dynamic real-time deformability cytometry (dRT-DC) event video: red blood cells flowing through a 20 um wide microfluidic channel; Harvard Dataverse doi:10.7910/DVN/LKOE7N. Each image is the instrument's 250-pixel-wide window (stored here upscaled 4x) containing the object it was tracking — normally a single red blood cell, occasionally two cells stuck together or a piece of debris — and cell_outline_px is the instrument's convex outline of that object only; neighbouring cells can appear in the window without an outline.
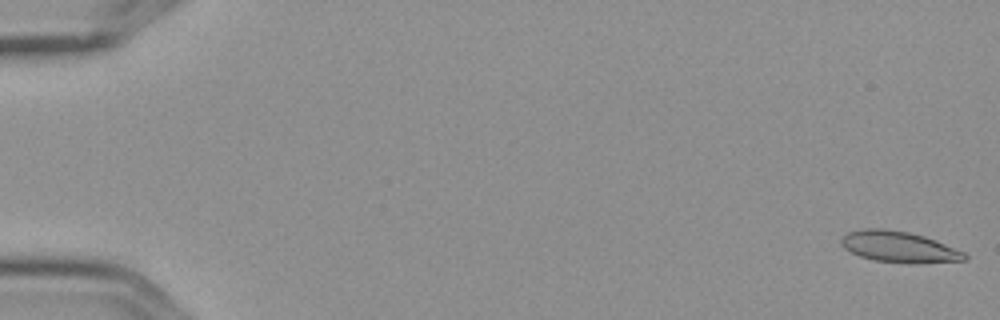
{"species": "Egyptian fruit bat (a non-hibernating species)", "species_latin": "Rousettus aegyptiacus", "temperature_condition": "cold", "stored_images_in_passage": 5, "camera_frame_rate_fps": 3000, "um_per_image_px": 0.085, "frame": {"image": 1, "passage_image": 1, "time_ms": 0.0, "image_size_px": [1000, 320], "cell_outline_px": [[968, 256], [964, 260], [876, 260], [860, 256], [844, 248], [840, 244], [840, 240], [848, 232], [864, 228], [884, 228], [908, 232], [924, 236], [936, 240], [964, 252]], "centroid_in_image_um": [76.31, 20.9], "position_along_channel_um": 8.7, "area_um2": 20.98}}